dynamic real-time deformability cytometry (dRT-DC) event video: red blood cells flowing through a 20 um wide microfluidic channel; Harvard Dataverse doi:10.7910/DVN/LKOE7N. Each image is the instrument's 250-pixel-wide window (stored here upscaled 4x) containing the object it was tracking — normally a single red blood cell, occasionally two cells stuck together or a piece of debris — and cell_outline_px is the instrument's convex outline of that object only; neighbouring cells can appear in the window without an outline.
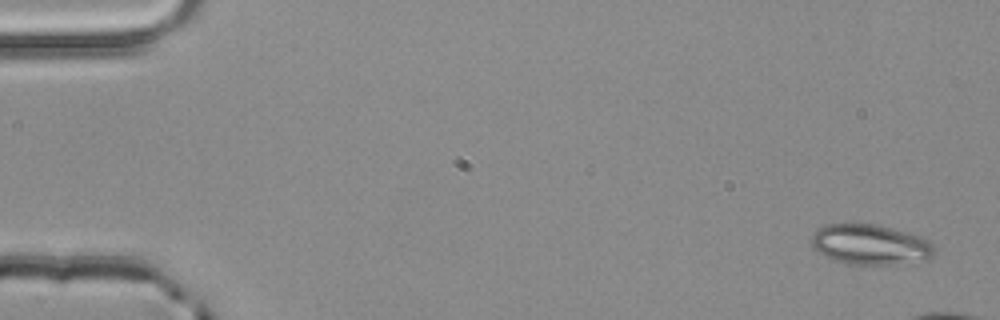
{"species": "common noctule bat (a hibernating species)", "species_latin": "Nyctalus noctula", "temperature_condition": "room temperature", "stored_images_in_passage": 5, "camera_frame_rate_fps": 3000, "um_per_image_px": 0.085, "animal": {"sex": "male", "body_mass_g": 20.4}, "frame": {"image": 1, "passage_image": 1, "time_ms": 0.0, "image_size_px": [1000, 320], "cell_outline_px": [[936, 252], [932, 256], [924, 260], [892, 264], [844, 264], [832, 260], [812, 248], [812, 236], [816, 228], [824, 224], [876, 224], [892, 228], [920, 236], [928, 240], [932, 244]], "centroid_in_image_um": [73.94, 20.78], "position_along_channel_um": 11.1, "area_um2": 28.9}}